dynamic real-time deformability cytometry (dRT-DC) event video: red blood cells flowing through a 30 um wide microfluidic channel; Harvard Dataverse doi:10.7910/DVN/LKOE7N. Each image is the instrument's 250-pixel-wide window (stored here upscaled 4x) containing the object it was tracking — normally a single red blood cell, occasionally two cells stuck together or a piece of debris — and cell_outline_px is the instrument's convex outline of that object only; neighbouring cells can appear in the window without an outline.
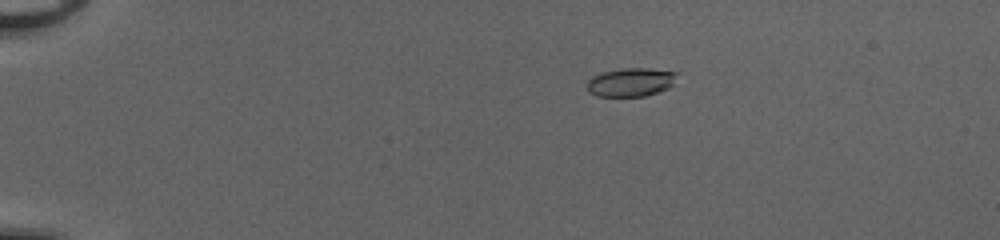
{"species": "common noctule bat (a hibernating species)", "species_latin": "Nyctalus noctula", "temperature_condition": "cold", "stored_images_in_passage": 53, "camera_frame_rate_fps": 3000, "um_per_image_px": 0.085, "animal": {"sex": "female", "body_mass_g": 20.0, "forearm_length_mm": 54.0}, "frame": {"image": 1, "passage_image": 12, "time_ms": 3.667, "image_size_px": [1000, 240], "cell_outline_px": [[676, 72], [672, 84], [668, 88], [644, 96], [596, 96], [588, 92], [588, 80], [592, 76], [604, 72], [624, 68], [648, 68]], "centroid_in_image_um": [53.57, 6.99], "position_along_channel_um": 31.4, "area_um2": 14.68}}
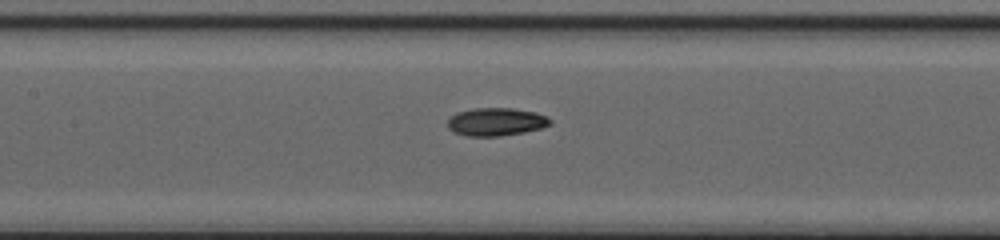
{"frame": {"image": 2, "passage_image": 28, "time_ms": 9.0, "image_size_px": [1000, 240], "cell_outline_px": [[552, 124], [540, 128], [524, 132], [500, 136], [464, 136], [452, 132], [448, 128], [448, 120], [456, 112], [476, 108], [512, 108], [536, 112], [552, 120]], "centroid_in_image_um": [42.14, 10.36], "position_along_channel_um": 165.3, "area_um2": 16.76}}
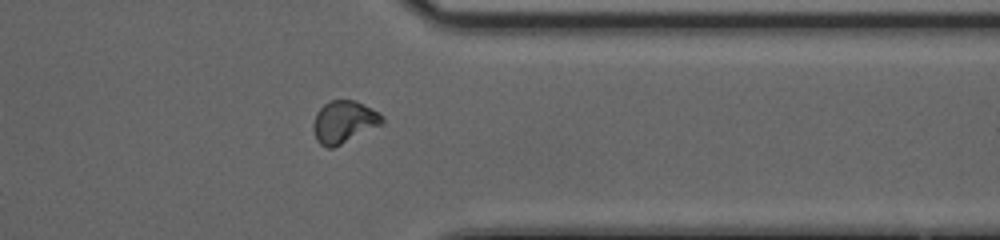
{"frame": {"image": 3, "passage_image": 44, "time_ms": 14.333, "image_size_px": [1000, 240], "cell_outline_px": [[384, 124], [332, 148], [328, 148], [320, 144], [316, 140], [312, 128], [312, 124], [316, 112], [324, 104], [332, 100], [356, 100], [380, 112], [384, 120]], "centroid_in_image_um": [29.24, 10.35], "position_along_channel_um": 382.2, "area_um2": 17.17}, "authors_computed_cell_mechanics": {"area_um2": 15.895, "velocity_mm_per_s": 4.1161, "shape_relaxation_time_tau1_ms": 4.1472, "shape_relaxation_time_tau2_ms": 4.5616, "deformation_change_tau1": 0.1461, "deformation_change_tau2": 0.0831}}